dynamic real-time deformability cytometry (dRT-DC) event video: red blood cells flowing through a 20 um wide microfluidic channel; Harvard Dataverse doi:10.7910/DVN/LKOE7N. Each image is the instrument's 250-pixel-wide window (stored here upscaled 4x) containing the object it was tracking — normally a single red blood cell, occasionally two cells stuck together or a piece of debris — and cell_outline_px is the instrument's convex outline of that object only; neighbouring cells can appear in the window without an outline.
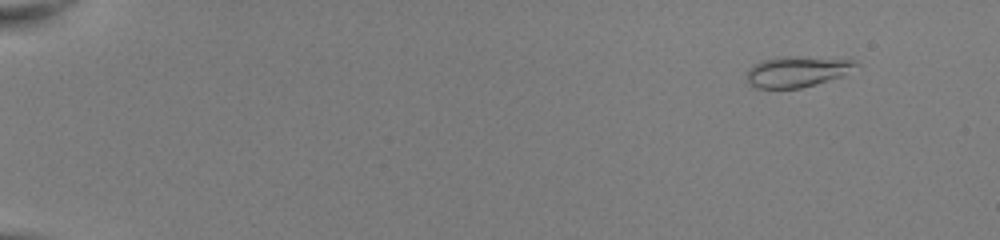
{"species": "common noctule bat (a hibernating species)", "species_latin": "Nyctalus noctula", "temperature_condition": "room temperature", "stored_images_in_passage": 48, "camera_frame_rate_fps": 3000, "um_per_image_px": 0.085, "animal": {"sex": "female", "body_mass_g": 22.0, "forearm_length_mm": 56.7}, "frame": {"image": 1, "passage_image": 1, "time_ms": 0.0, "image_size_px": [1000, 240], "cell_outline_px": [[860, 64], [844, 76], [816, 84], [800, 88], [756, 88], [748, 80], [748, 68], [764, 60], [780, 56], [788, 56], [856, 60]], "centroid_in_image_um": [67.81, 6.08], "position_along_channel_um": 17.2, "area_um2": 19.42}}
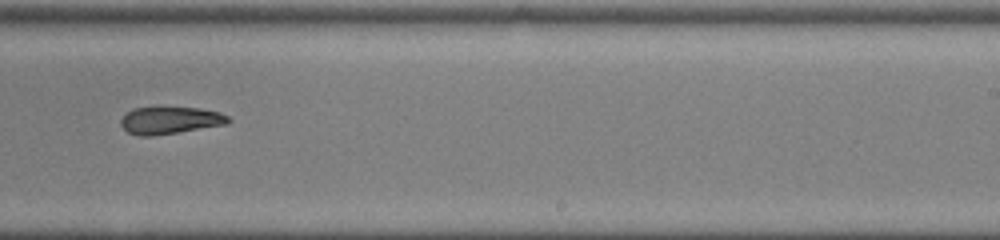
{"frame": {"image": 2, "passage_image": 31, "time_ms": 10.0, "image_size_px": [1000, 240], "cell_outline_px": [[232, 120], [228, 124], [152, 136], [136, 136], [128, 132], [120, 124], [120, 120], [132, 108], [200, 108], [220, 112], [228, 116]], "centroid_in_image_um": [14.48, 10.24], "position_along_channel_um": 274.5, "area_um2": 16.94}}
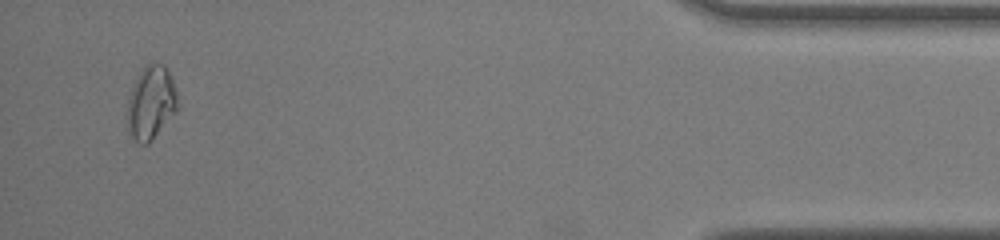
{"frame": {"image": 3, "passage_image": 46, "time_ms": 15.0, "image_size_px": [1000, 240], "cell_outline_px": [[180, 104], [176, 112], [152, 140], [148, 144], [140, 144], [128, 132], [128, 100], [132, 88], [144, 64], [164, 64], [168, 68]], "centroid_in_image_um": [12.87, 8.73], "position_along_channel_um": 422.3, "area_um2": 21.44}}